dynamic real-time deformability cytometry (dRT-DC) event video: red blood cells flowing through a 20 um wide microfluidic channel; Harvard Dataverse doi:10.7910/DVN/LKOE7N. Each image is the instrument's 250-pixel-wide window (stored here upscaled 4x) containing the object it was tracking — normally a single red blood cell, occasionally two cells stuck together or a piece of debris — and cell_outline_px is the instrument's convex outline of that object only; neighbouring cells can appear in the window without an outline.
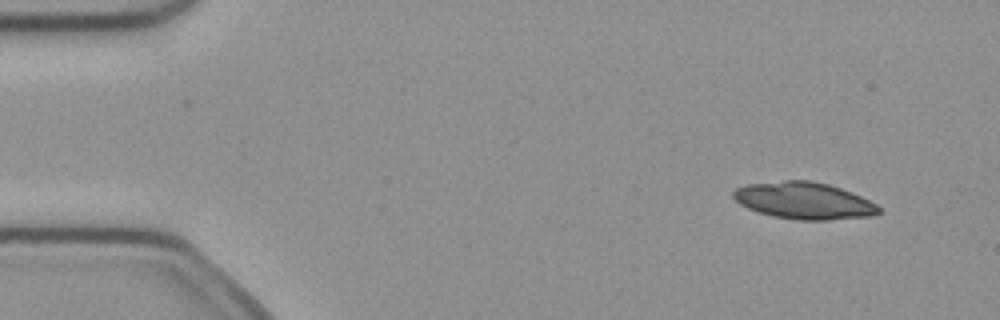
{"species": "common noctule bat (a hibernating species)", "species_latin": "Nyctalus noctula", "temperature_condition": "cold", "stored_images_in_passage": 4, "camera_frame_rate_fps": 3000, "um_per_image_px": 0.085, "animal": {"sex": "female", "body_mass_g": 21.9}, "frame": {"image": 1, "passage_image": 1, "time_ms": 0.0, "image_size_px": [1000, 320], "cell_outline_px": [[880, 212], [872, 216], [828, 220], [800, 220], [772, 216], [748, 208], [740, 204], [732, 196], [732, 192], [736, 188], [748, 184], [784, 180], [808, 180], [828, 184], [852, 192], [876, 204], [880, 208]], "centroid_in_image_um": [68.33, 17.05], "position_along_channel_um": 16.7, "area_um2": 31.15}}